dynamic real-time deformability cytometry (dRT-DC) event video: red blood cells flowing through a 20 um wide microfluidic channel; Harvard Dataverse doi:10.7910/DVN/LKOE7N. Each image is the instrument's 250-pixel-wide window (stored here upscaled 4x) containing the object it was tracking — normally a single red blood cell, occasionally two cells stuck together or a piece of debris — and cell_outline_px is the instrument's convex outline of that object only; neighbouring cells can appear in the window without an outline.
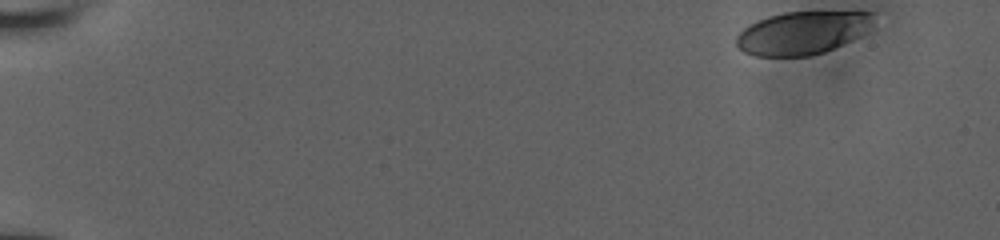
{"species": "human", "species_latin": "Homo sapiens", "temperature_condition": "room temperature", "stored_images_in_passage": 46, "camera_frame_rate_fps": 3000, "um_per_image_px": 0.085, "donor": {"sex": "male"}, "frame": {"image": 1, "passage_image": 1, "time_ms": 0.0, "image_size_px": [1000, 240], "cell_outline_px": [[872, 12], [860, 36], [824, 52], [808, 56], [756, 56], [744, 52], [736, 44], [736, 36], [748, 24], [756, 20], [768, 16], [784, 12]], "centroid_in_image_um": [68.06, 2.8], "position_along_channel_um": 16.9, "area_um2": 33.58}}
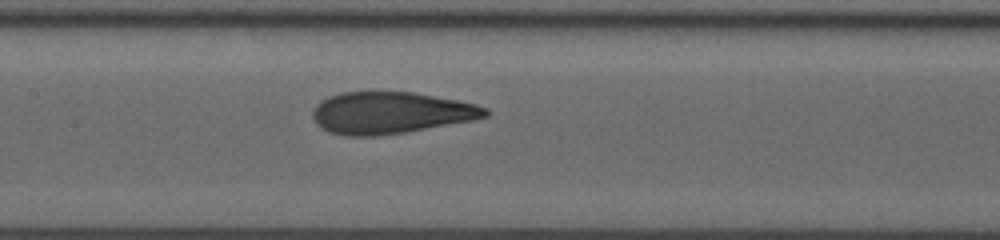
{"frame": {"image": 2, "passage_image": 26, "time_ms": 8.333, "image_size_px": [1000, 240], "cell_outline_px": [[488, 116], [472, 120], [404, 132], [376, 136], [344, 136], [328, 132], [320, 128], [316, 124], [312, 116], [312, 108], [320, 100], [328, 96], [340, 92], [412, 92], [456, 100], [476, 104], [488, 108]], "centroid_in_image_um": [33.13, 9.59], "position_along_channel_um": 174.3, "area_um2": 42.08}}
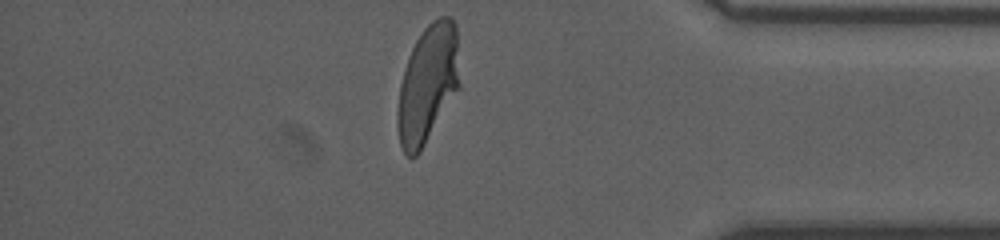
{"frame": {"image": 3, "passage_image": 45, "time_ms": 14.667, "image_size_px": [1000, 240], "cell_outline_px": [[460, 88], [420, 152], [416, 156], [408, 156], [404, 152], [400, 144], [396, 128], [396, 112], [400, 84], [408, 56], [416, 40], [424, 28], [432, 20], [440, 16], [452, 16], [456, 24], [460, 84]], "centroid_in_image_um": [36.36, 7.14], "position_along_channel_um": 398.8, "area_um2": 43.23}, "authors_computed_cell_mechanics": {"area_um2": 41.6738, "velocity_mm_per_s": 3.9106, "shape_relaxation_time_tau1_ms": 4.728, "shape_relaxation_time_tau2_ms": 0.8942, "deformation_change_tau1": 0.2153, "deformation_change_tau2": 0.0841}}